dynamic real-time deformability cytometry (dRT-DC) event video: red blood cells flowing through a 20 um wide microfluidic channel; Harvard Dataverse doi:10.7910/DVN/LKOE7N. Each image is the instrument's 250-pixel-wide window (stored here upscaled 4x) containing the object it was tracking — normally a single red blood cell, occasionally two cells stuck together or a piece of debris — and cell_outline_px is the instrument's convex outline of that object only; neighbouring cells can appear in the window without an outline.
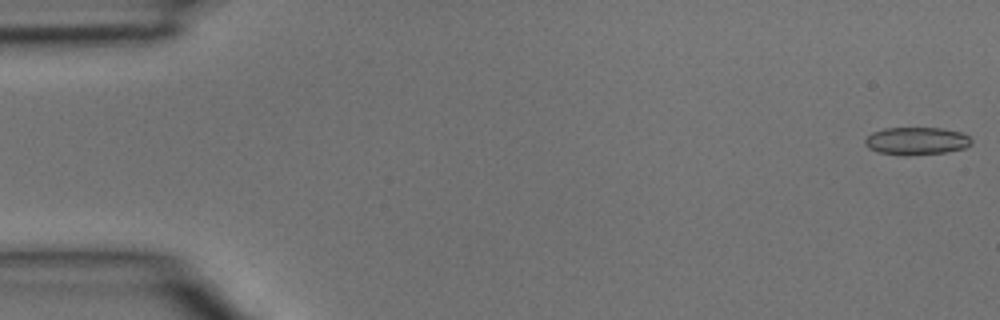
{"species": "common noctule bat (a hibernating species)", "species_latin": "Nyctalus noctula", "temperature_condition": "room temperature", "stored_images_in_passage": 39, "camera_frame_rate_fps": 3000, "um_per_image_px": 0.085, "animal": {"sex": "male", "body_mass_g": 15.6}, "frame": {"image": 1, "passage_image": 1, "time_ms": 0.0, "image_size_px": [1000, 320], "cell_outline_px": [[972, 144], [964, 148], [948, 152], [904, 156], [880, 152], [868, 148], [864, 144], [864, 140], [872, 132], [884, 128], [940, 128], [960, 132], [968, 136], [972, 140]], "centroid_in_image_um": [77.89, 11.99], "position_along_channel_um": 7.1, "area_um2": 17.22}}
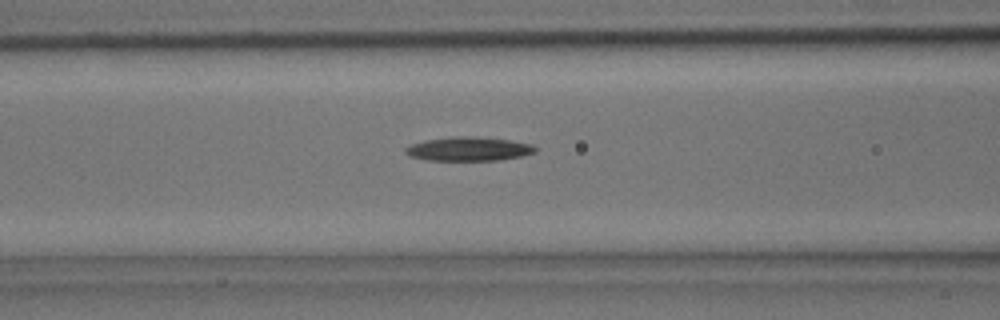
{"frame": {"image": 2, "passage_image": 16, "time_ms": 5.0, "image_size_px": [1000, 320], "cell_outline_px": [[536, 152], [520, 156], [500, 160], [428, 160], [408, 156], [404, 152], [404, 148], [412, 144], [424, 140], [452, 136], [476, 136], [508, 140], [532, 144], [536, 148]], "centroid_in_image_um": [39.8, 12.65], "position_along_channel_um": 126.8, "area_um2": 18.15}}
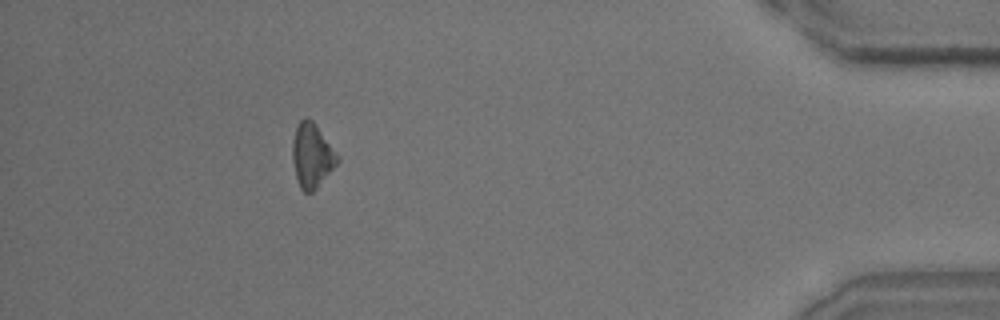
{"frame": {"image": 3, "passage_image": 36, "time_ms": 11.667, "image_size_px": [1000, 320], "cell_outline_px": [[340, 160], [316, 188], [312, 192], [304, 192], [300, 188], [296, 176], [292, 160], [292, 140], [296, 128], [300, 120], [304, 116], [312, 120], [316, 124]], "centroid_in_image_um": [26.48, 13.2], "position_along_channel_um": 408.7, "area_um2": 16.53}}